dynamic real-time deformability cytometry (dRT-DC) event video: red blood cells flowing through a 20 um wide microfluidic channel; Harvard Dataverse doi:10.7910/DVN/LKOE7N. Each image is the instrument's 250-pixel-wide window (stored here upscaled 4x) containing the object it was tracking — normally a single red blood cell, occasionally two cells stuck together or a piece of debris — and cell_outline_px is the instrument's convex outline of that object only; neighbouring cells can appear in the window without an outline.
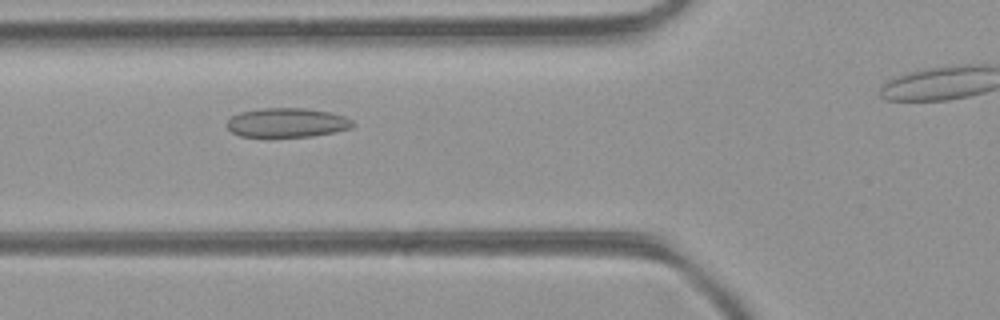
{"species": "common noctule bat (a hibernating species)", "species_latin": "Nyctalus noctula", "temperature_condition": "room temperature", "stored_images_in_passage": 31, "camera_frame_rate_fps": 3000, "um_per_image_px": 0.085, "animal": {"sex": "female", "body_mass_g": 21.9}, "frame": {"image": 1, "passage_image": 10, "time_ms": 3.0, "image_size_px": [1000, 320], "cell_outline_px": [[356, 124], [352, 128], [312, 136], [268, 140], [240, 136], [232, 132], [228, 128], [228, 120], [232, 116], [240, 112], [264, 108], [304, 108], [328, 112], [344, 116], [352, 120]], "centroid_in_image_um": [24.36, 10.48], "position_along_channel_um": 101.4, "area_um2": 22.2}}
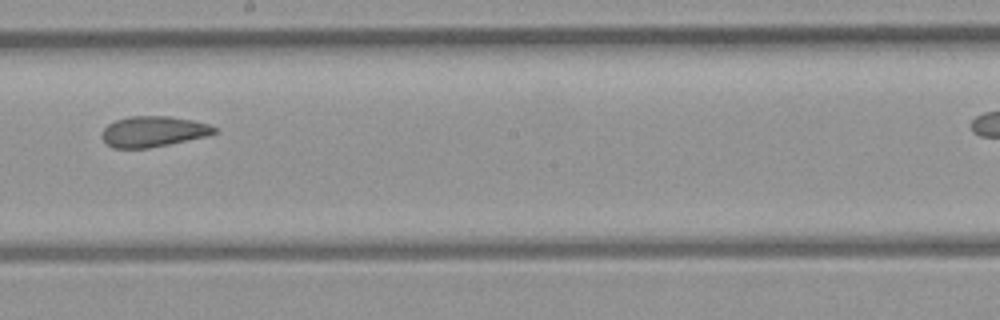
{"frame": {"image": 2, "passage_image": 19, "time_ms": 6.0, "image_size_px": [1000, 320], "cell_outline_px": [[216, 132], [208, 136], [148, 148], [112, 148], [104, 140], [104, 128], [108, 124], [116, 120], [128, 116], [168, 116], [192, 120], [208, 124], [216, 128]], "centroid_in_image_um": [13.04, 11.17], "position_along_channel_um": 235.2, "area_um2": 19.83}}
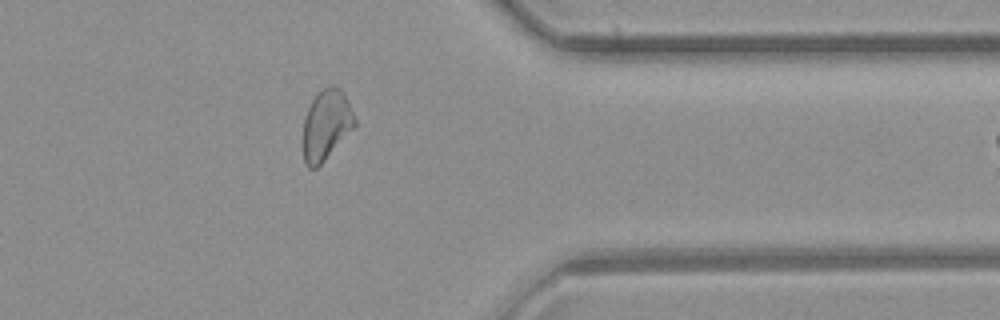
{"frame": {"image": 3, "passage_image": 30, "time_ms": 9.667, "image_size_px": [1000, 320], "cell_outline_px": [[356, 124], [324, 160], [316, 168], [308, 168], [304, 164], [304, 120], [308, 108], [312, 100], [324, 88], [332, 84], [336, 84], [340, 88], [348, 100], [356, 120]], "centroid_in_image_um": [27.73, 10.59], "position_along_channel_um": 383.7, "area_um2": 20.69}}